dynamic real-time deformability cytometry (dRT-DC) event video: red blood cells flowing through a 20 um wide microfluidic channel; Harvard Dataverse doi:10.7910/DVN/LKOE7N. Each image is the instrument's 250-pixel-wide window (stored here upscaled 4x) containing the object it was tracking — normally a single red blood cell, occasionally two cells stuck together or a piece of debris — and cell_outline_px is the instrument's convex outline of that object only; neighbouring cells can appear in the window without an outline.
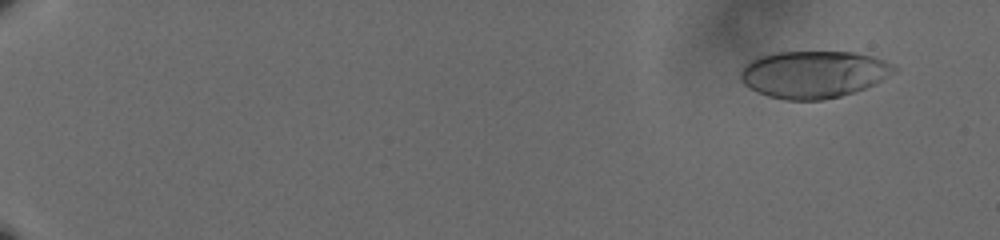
{"species": "human", "species_latin": "Homo sapiens", "temperature_condition": "cold", "stored_images_in_passage": 14, "camera_frame_rate_fps": 3000, "um_per_image_px": 0.085, "donor": {"sex": "male"}, "frame": {"image": 1, "passage_image": 1, "time_ms": 0.0, "image_size_px": [1000, 240], "cell_outline_px": [[900, 68], [896, 72], [856, 92], [824, 100], [784, 100], [768, 96], [756, 92], [748, 88], [740, 80], [740, 72], [744, 64], [748, 60], [756, 56], [776, 52], [852, 52], [872, 56], [884, 60]], "centroid_in_image_um": [69.11, 6.31], "position_along_channel_um": 15.9, "area_um2": 42.66}}